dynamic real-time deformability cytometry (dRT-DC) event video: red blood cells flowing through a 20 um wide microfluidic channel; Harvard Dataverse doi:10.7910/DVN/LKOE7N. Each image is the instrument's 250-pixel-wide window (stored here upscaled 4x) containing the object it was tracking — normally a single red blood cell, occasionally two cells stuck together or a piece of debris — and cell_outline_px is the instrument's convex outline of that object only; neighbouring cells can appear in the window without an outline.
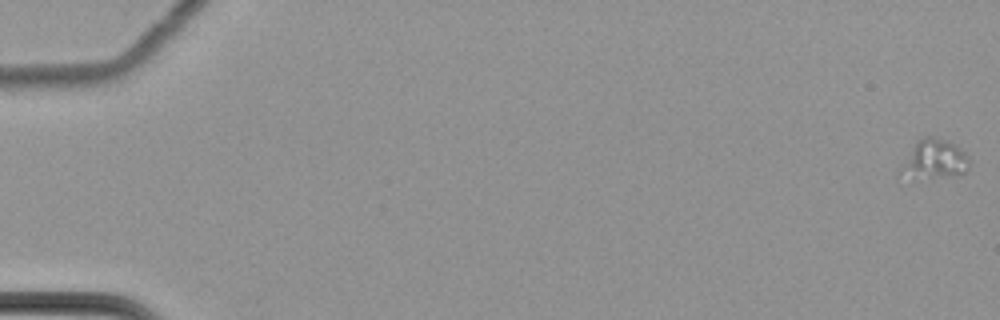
{"species": "common noctule bat (a hibernating species)", "species_latin": "Nyctalus noctula", "temperature_condition": "cold", "stored_images_in_passage": 63, "camera_frame_rate_fps": 3000, "um_per_image_px": 0.085, "animal": {"sex": "female", "body_mass_g": 22.7, "forearm_length_mm": 54.2}, "frame": {"image": 1, "passage_image": 1, "time_ms": 0.0, "image_size_px": [1000, 320], "cell_outline_px": [[968, 168], [964, 172], [916, 180], [912, 180], [900, 168], [916, 140], [924, 136], [928, 136], [944, 140], [952, 144], [964, 152], [968, 156]], "centroid_in_image_um": [79.38, 13.54], "position_along_channel_um": 5.6, "area_um2": 15.09}}
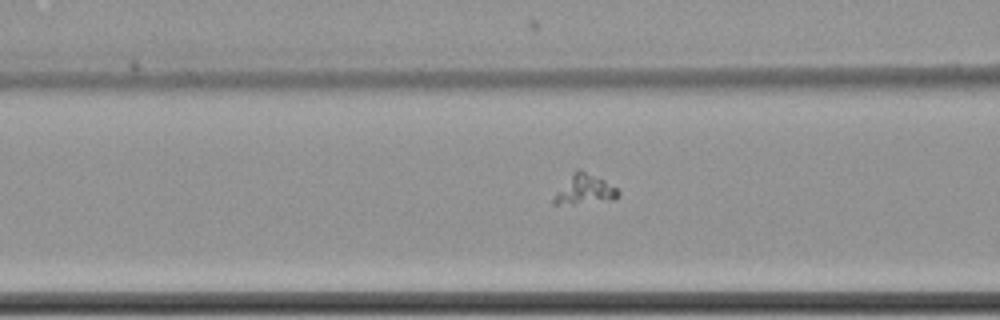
{"frame": {"image": 2, "passage_image": 28, "time_ms": 9.0, "image_size_px": [1000, 320], "cell_outline_px": [[620, 196], [616, 200], [572, 204], [552, 204], [552, 196], [572, 172], [580, 168], [604, 180], [616, 188], [620, 192]], "centroid_in_image_um": [49.68, 16.12], "position_along_channel_um": 116.9, "area_um2": 11.39}}
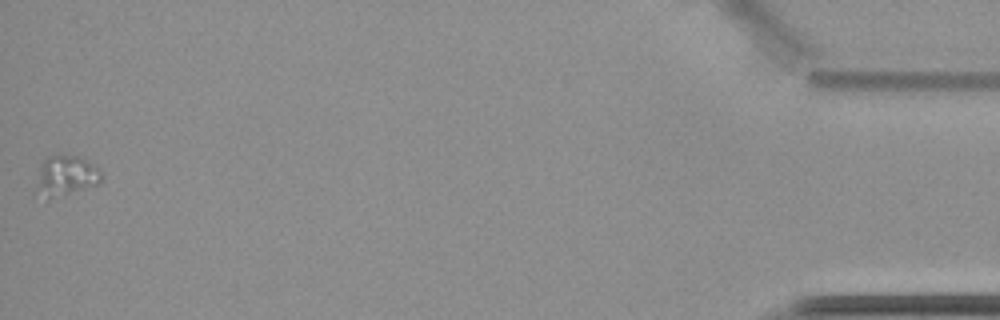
{"frame": {"image": 3, "passage_image": 63, "time_ms": 20.667, "image_size_px": [1000, 320], "cell_outline_px": [[100, 184], [48, 200], [32, 192], [40, 164], [48, 156], [56, 152], [76, 156], [100, 168]], "centroid_in_image_um": [5.49, 14.95], "position_along_channel_um": 429.7, "area_um2": 16.01}}